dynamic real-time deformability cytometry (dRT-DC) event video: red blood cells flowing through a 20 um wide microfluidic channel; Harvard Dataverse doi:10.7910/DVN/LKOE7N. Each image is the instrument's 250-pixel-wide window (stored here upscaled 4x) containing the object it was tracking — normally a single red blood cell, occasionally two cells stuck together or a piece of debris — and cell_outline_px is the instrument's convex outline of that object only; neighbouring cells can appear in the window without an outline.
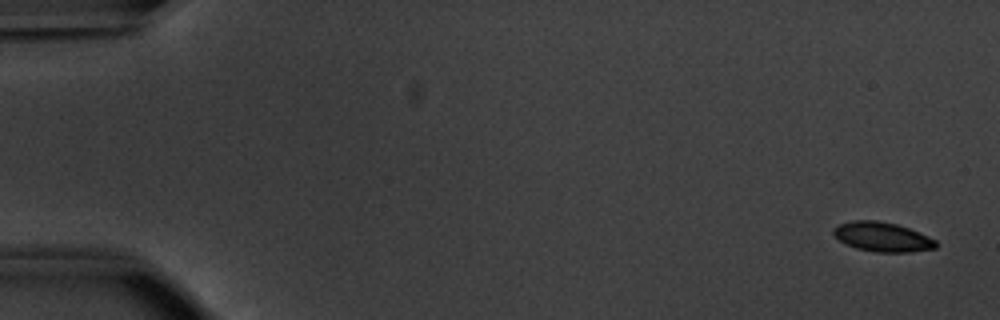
{"species": "common noctule bat (a hibernating species)", "species_latin": "Nyctalus noctula", "temperature_condition": "warm", "stored_images_in_passage": 52, "camera_frame_rate_fps": 3000, "um_per_image_px": 0.085, "animal": {"sex": "male", "body_mass_g": 20.1, "forearm_length_mm": 53.5}, "frame": {"image": 1, "passage_image": 1, "time_ms": 0.0, "image_size_px": [1000, 320], "cell_outline_px": [[936, 248], [912, 252], [876, 252], [856, 248], [840, 240], [832, 232], [832, 228], [840, 224], [852, 220], [876, 220], [896, 224], [920, 232], [936, 240]], "centroid_in_image_um": [75.01, 20.13], "position_along_channel_um": 10.0, "area_um2": 17.51}}
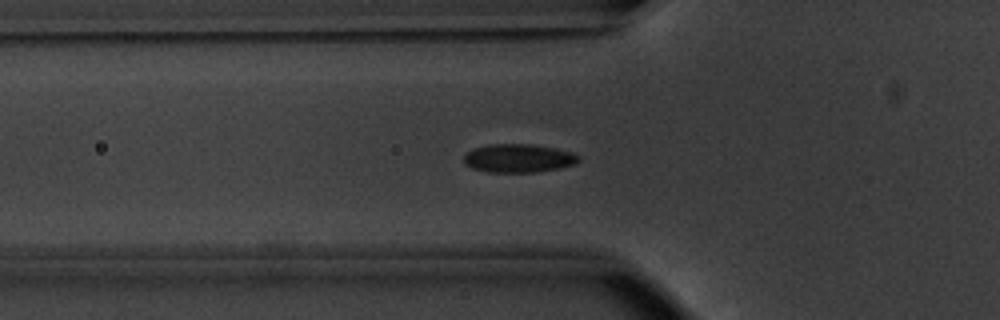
{"frame": {"image": 2, "passage_image": 18, "time_ms": 5.667, "image_size_px": [1000, 320], "cell_outline_px": [[580, 160], [572, 164], [560, 168], [536, 172], [488, 172], [472, 168], [464, 164], [464, 156], [468, 152], [476, 148], [488, 144], [532, 144], [556, 148], [572, 152], [580, 156]], "centroid_in_image_um": [44.08, 13.45], "position_along_channel_um": 81.7, "area_um2": 19.02}}
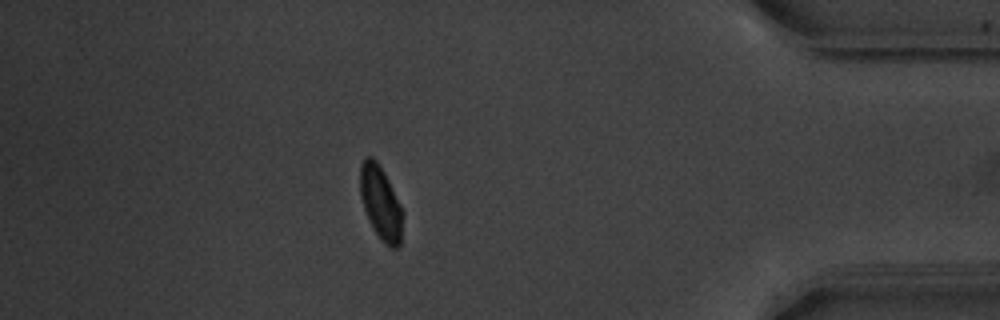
{"frame": {"image": 3, "passage_image": 46, "time_ms": 15.0, "image_size_px": [1000, 320], "cell_outline_px": [[404, 212], [400, 248], [392, 248], [376, 232], [364, 208], [360, 196], [360, 164], [364, 156], [372, 156], [376, 160], [384, 172]], "centroid_in_image_um": [32.37, 17.2], "position_along_channel_um": 402.8, "area_um2": 18.09}}